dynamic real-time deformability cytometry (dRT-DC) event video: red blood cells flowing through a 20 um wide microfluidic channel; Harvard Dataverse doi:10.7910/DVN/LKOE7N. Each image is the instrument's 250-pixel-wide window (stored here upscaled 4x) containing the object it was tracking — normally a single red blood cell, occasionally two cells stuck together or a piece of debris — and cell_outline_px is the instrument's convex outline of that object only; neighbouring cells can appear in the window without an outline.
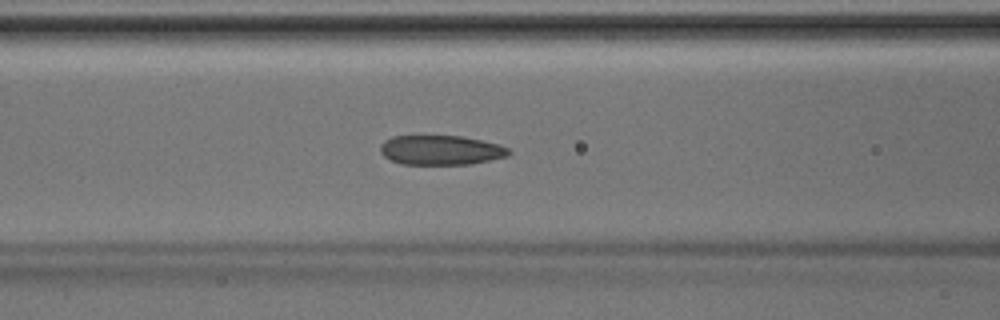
{"species": "Egyptian fruit bat (a non-hibernating species)", "species_latin": "Rousettus aegyptiacus", "temperature_condition": "room temperature", "stored_images_in_passage": 46, "camera_frame_rate_fps": 3000, "um_per_image_px": 0.085, "animal": {"sex": "male"}, "frame": {"image": 1, "passage_image": 18, "time_ms": 5.667, "image_size_px": [1000, 320], "cell_outline_px": [[512, 152], [508, 156], [472, 164], [400, 164], [384, 156], [380, 152], [380, 144], [384, 140], [392, 136], [464, 136], [500, 144], [508, 148]], "centroid_in_image_um": [37.49, 12.75], "position_along_channel_um": 129.1, "area_um2": 22.31}}
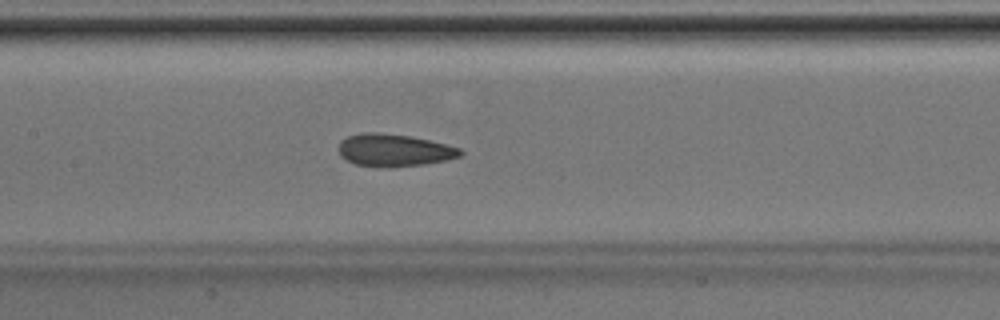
{"frame": {"image": 2, "passage_image": 21, "time_ms": 6.667, "image_size_px": [1000, 320], "cell_outline_px": [[464, 152], [460, 156], [448, 160], [424, 164], [380, 168], [356, 164], [340, 156], [340, 140], [348, 136], [364, 132], [380, 132], [412, 136], [460, 148]], "centroid_in_image_um": [33.5, 12.77], "position_along_channel_um": 173.9, "area_um2": 23.0}}
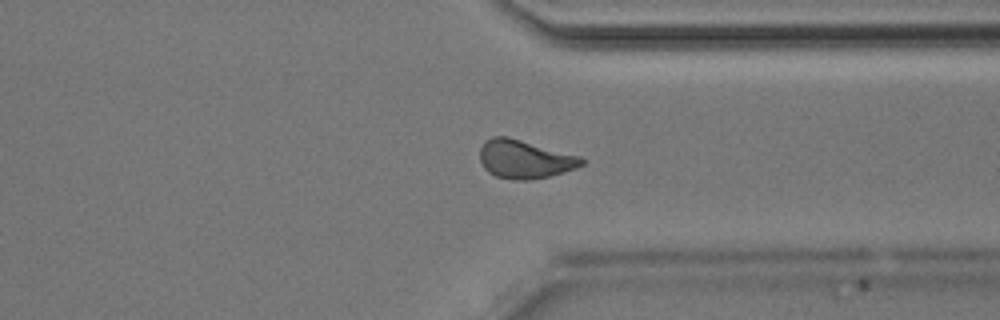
{"frame": {"image": 3, "passage_image": 34, "time_ms": 11.0, "image_size_px": [1000, 320], "cell_outline_px": [[588, 160], [584, 164], [576, 168], [564, 172], [548, 176], [528, 180], [512, 180], [496, 176], [488, 172], [484, 168], [480, 160], [480, 148], [484, 140], [492, 136], [508, 136], [580, 156]], "centroid_in_image_um": [44.6, 13.52], "position_along_channel_um": 366.8, "area_um2": 23.0}}